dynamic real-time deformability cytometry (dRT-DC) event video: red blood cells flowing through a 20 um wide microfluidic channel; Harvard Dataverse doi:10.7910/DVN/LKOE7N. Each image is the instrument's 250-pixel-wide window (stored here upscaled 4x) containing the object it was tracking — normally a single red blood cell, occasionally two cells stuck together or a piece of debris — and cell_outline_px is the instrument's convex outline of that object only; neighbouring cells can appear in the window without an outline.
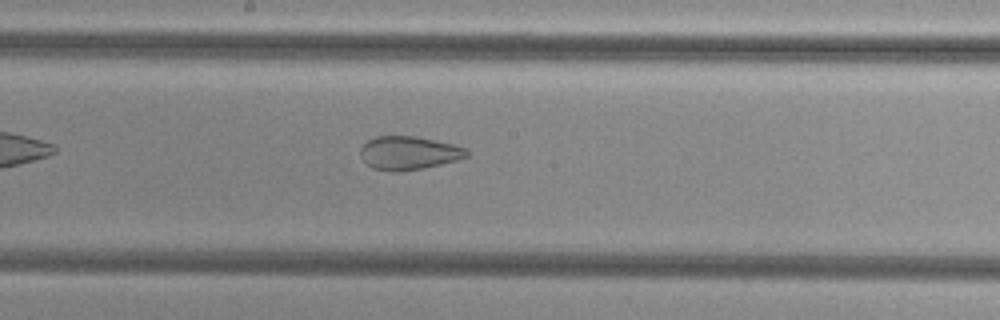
{"species": "common noctule bat (a hibernating species)", "species_latin": "Nyctalus noctula", "temperature_condition": "cold", "stored_images_in_passage": 36, "camera_frame_rate_fps": 3000, "um_per_image_px": 0.085, "animal": {"sex": "female", "body_mass_g": 29.2, "forearm_length_mm": 56.3}, "frame": {"image": 1, "passage_image": 16, "time_ms": 5.0, "image_size_px": [1000, 320], "cell_outline_px": [[468, 156], [456, 160], [424, 168], [400, 172], [392, 172], [372, 168], [360, 156], [360, 148], [368, 140], [376, 136], [416, 136], [452, 144], [468, 148]], "centroid_in_image_um": [34.73, 13.0], "position_along_channel_um": 213.5, "area_um2": 20.75}, "authors_computed_cell_mechanics": {"area_um2": 24.3916, "velocity_mm_per_s": 3.8176, "shape_relaxation_time_tau1_ms": null, "shape_relaxation_time_tau2_ms": 1.5914, "deformation_change_tau1": null, "deformation_change_tau2": 0.0839}}